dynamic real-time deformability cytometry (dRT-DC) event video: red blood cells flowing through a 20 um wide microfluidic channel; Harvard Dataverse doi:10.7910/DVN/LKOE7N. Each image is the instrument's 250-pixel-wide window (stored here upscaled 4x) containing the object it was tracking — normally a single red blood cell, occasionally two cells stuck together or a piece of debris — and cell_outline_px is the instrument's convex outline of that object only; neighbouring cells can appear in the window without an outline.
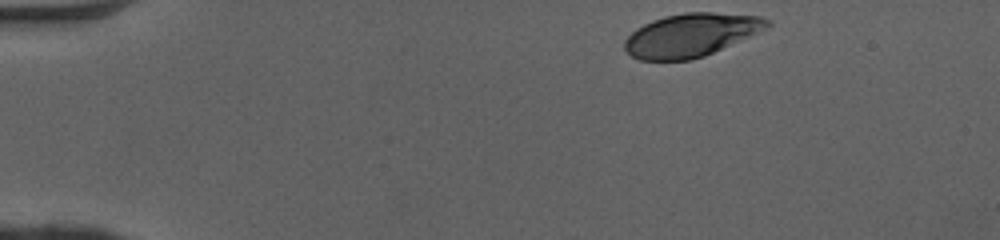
{"species": "human", "species_latin": "Homo sapiens", "temperature_condition": "cold", "stored_images_in_passage": 37, "camera_frame_rate_fps": 3000, "um_per_image_px": 0.085, "donor": {"sex": "female"}, "frame": {"image": 1, "passage_image": 1, "time_ms": 0.0, "image_size_px": [1000, 240], "cell_outline_px": [[772, 24], [768, 28], [704, 56], [692, 60], [640, 60], [632, 56], [624, 48], [624, 40], [636, 28], [652, 20], [664, 16], [684, 12], [712, 12], [760, 16], [772, 20]], "centroid_in_image_um": [58.74, 2.97], "position_along_channel_um": 26.3, "area_um2": 35.95}}
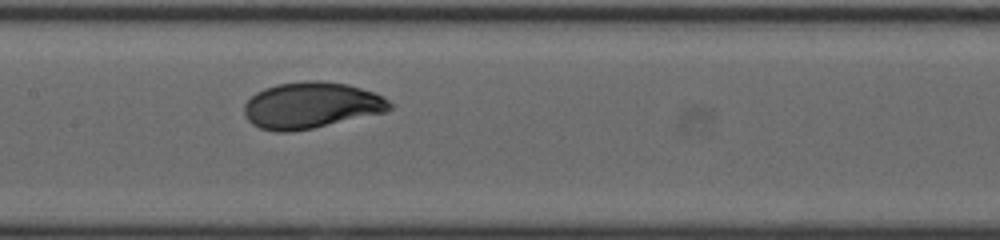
{"frame": {"image": 2, "passage_image": 19, "time_ms": 6.0, "image_size_px": [1000, 240], "cell_outline_px": [[392, 108], [384, 112], [312, 128], [292, 132], [276, 132], [260, 128], [252, 124], [248, 120], [244, 112], [244, 104], [256, 92], [264, 88], [276, 84], [308, 80], [320, 80], [348, 84], [384, 96], [392, 104]], "centroid_in_image_um": [26.42, 8.94], "position_along_channel_um": 181.0, "area_um2": 39.19}}
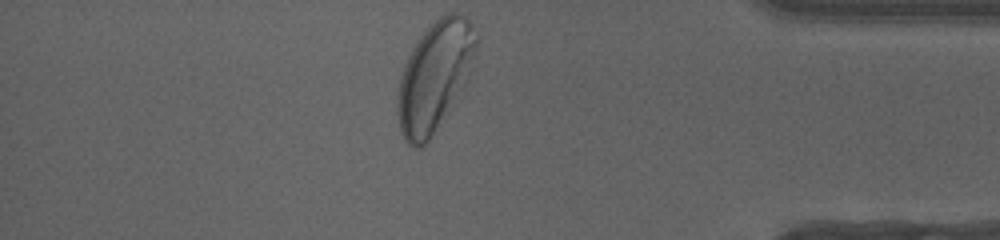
{"frame": {"image": 3, "passage_image": 37, "time_ms": 12.0, "image_size_px": [1000, 240], "cell_outline_px": [[476, 44], [472, 68], [468, 80], [428, 140], [420, 148], [412, 148], [404, 140], [400, 132], [396, 112], [396, 100], [400, 76], [404, 64], [412, 48], [420, 36], [440, 16], [448, 12], [456, 12], [464, 16], [472, 24], [476, 36]], "centroid_in_image_um": [36.91, 6.5], "position_along_channel_um": 398.3, "area_um2": 49.88}, "authors_computed_cell_mechanics": {"area_um2": 38.6682, "velocity_mm_per_s": 4.0488, "shape_relaxation_time_tau1_ms": 2.2951, "shape_relaxation_time_tau2_ms": null, "deformation_change_tau1": 0.1328, "deformation_change_tau2": null}}